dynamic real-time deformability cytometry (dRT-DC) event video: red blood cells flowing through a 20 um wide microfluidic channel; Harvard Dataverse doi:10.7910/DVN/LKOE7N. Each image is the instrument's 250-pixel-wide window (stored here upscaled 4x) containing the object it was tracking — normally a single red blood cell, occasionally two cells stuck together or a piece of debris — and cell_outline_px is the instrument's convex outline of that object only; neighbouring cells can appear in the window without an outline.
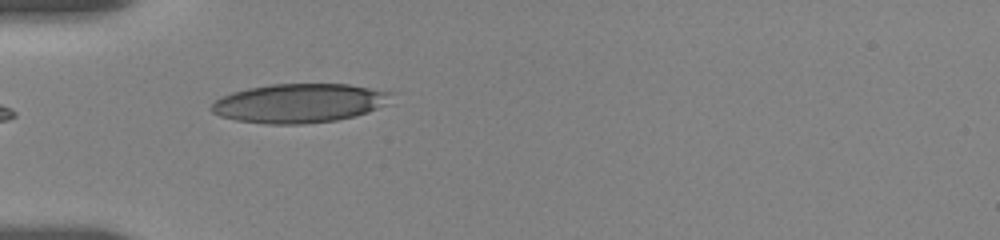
{"species": "human", "species_latin": "Homo sapiens", "temperature_condition": "room temperature", "stored_images_in_passage": 9, "camera_frame_rate_fps": 3000, "um_per_image_px": 0.085, "donor": {"sex": "female"}, "frame": {"image": 1, "passage_image": 8, "time_ms": 5.333, "image_size_px": [1000, 240], "cell_outline_px": [[400, 92], [392, 104], [356, 116], [336, 120], [300, 124], [268, 124], [236, 120], [220, 116], [212, 112], [208, 108], [220, 96], [232, 92], [248, 88], [272, 84], [348, 84]], "centroid_in_image_um": [25.58, 8.76], "position_along_channel_um": 59.4, "area_um2": 41.85}}
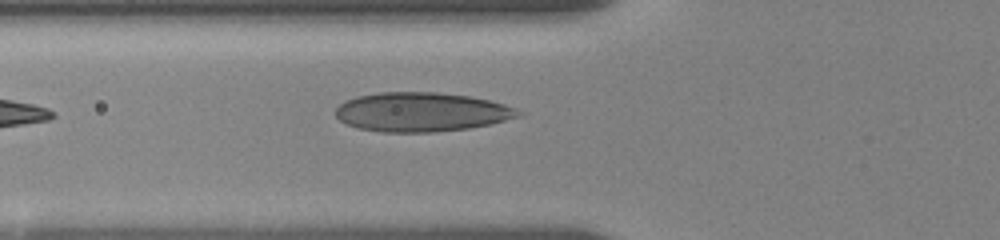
{"frame": {"image": 2, "passage_image": 9, "time_ms": 6.333, "image_size_px": [1000, 240], "cell_outline_px": [[520, 116], [488, 124], [468, 128], [436, 132], [380, 132], [356, 128], [340, 120], [336, 116], [336, 108], [344, 100], [356, 96], [380, 92], [436, 92], [468, 96], [488, 100], [504, 104], [520, 112]], "centroid_in_image_um": [35.75, 9.52], "position_along_channel_um": 90.1, "area_um2": 41.5}}